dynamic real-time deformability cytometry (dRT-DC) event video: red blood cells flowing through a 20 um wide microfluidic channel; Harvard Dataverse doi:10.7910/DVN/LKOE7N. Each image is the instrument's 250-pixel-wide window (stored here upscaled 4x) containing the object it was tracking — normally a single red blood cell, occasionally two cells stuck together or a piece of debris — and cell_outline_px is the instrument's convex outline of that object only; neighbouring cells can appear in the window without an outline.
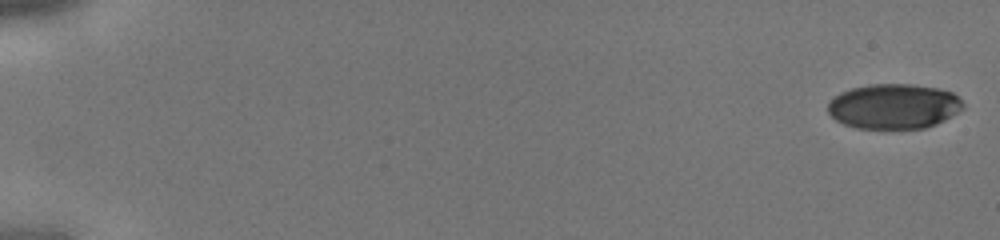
{"species": "human", "species_latin": "Homo sapiens", "temperature_condition": "cold", "stored_images_in_passage": 44, "camera_frame_rate_fps": 3000, "um_per_image_px": 0.085, "donor": {"sex": "male"}, "frame": {"image": 1, "passage_image": 1, "time_ms": 0.0, "image_size_px": [1000, 240], "cell_outline_px": [[964, 108], [944, 120], [936, 124], [924, 128], [856, 128], [844, 124], [836, 120], [828, 112], [828, 100], [840, 92], [852, 88], [872, 84], [912, 84], [940, 88], [952, 92], [964, 104]], "centroid_in_image_um": [75.96, 9.03], "position_along_channel_um": 9.0, "area_um2": 35.49}}
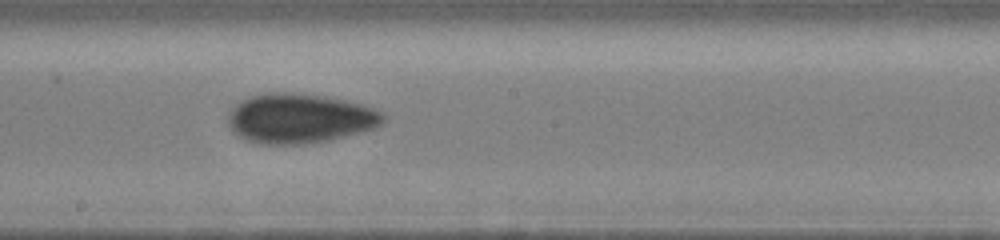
{"frame": {"image": 2, "passage_image": 26, "time_ms": 8.333, "image_size_px": [1000, 240], "cell_outline_px": [[388, 116], [376, 128], [328, 140], [304, 144], [260, 144], [248, 140], [240, 136], [228, 124], [228, 116], [232, 108], [240, 100], [252, 96], [268, 92], [284, 92], [324, 96], [344, 100], [360, 104], [384, 112]], "centroid_in_image_um": [25.5, 10.06], "position_along_channel_um": 222.7, "area_um2": 44.62}}
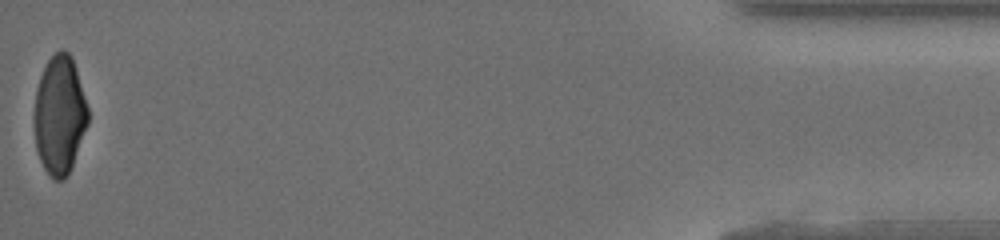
{"frame": {"image": 3, "passage_image": 44, "time_ms": 14.333, "image_size_px": [1000, 240], "cell_outline_px": [[88, 124], [72, 164], [64, 180], [52, 180], [44, 168], [40, 160], [36, 148], [32, 120], [32, 116], [36, 88], [40, 76], [48, 60], [60, 48], [68, 52], [72, 56], [76, 68], [88, 108]], "centroid_in_image_um": [5.03, 9.77], "position_along_channel_um": 430.2, "area_um2": 37.51}}